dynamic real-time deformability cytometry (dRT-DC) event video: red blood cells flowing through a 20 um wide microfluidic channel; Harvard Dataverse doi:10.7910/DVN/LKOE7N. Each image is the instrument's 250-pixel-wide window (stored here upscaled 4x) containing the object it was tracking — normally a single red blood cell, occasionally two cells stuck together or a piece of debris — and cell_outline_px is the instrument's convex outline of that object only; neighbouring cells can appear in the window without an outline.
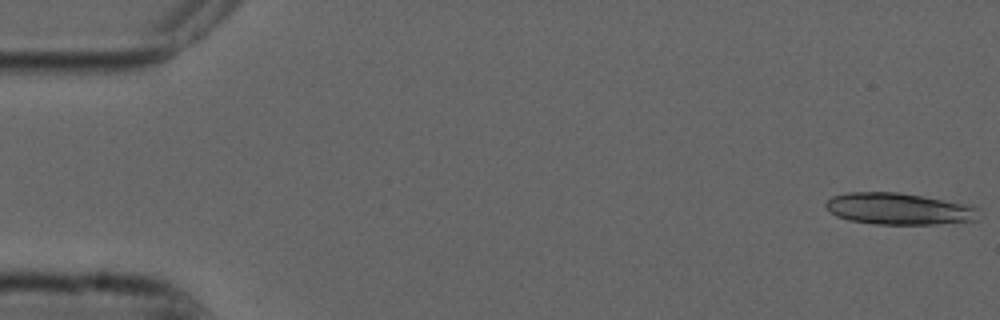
{"species": "common noctule bat (a hibernating species)", "species_latin": "Nyctalus noctula", "temperature_condition": "cold", "stored_images_in_passage": 53, "segment_of_instrument_passage": [1, 2], "camera_frame_rate_fps": 3000, "um_per_image_px": 0.085, "animal": {"sex": "male", "forearm_length_mm": 52.5}, "frame": {"image": 1, "passage_image": 1, "time_ms": 0.0, "image_size_px": [1000, 320], "cell_outline_px": [[976, 220], [940, 224], [876, 224], [848, 220], [836, 216], [828, 212], [824, 204], [832, 196], [848, 192], [896, 192], [924, 196], [972, 204], [976, 208]], "centroid_in_image_um": [76.37, 17.74], "position_along_channel_um": 8.6, "area_um2": 28.38}}